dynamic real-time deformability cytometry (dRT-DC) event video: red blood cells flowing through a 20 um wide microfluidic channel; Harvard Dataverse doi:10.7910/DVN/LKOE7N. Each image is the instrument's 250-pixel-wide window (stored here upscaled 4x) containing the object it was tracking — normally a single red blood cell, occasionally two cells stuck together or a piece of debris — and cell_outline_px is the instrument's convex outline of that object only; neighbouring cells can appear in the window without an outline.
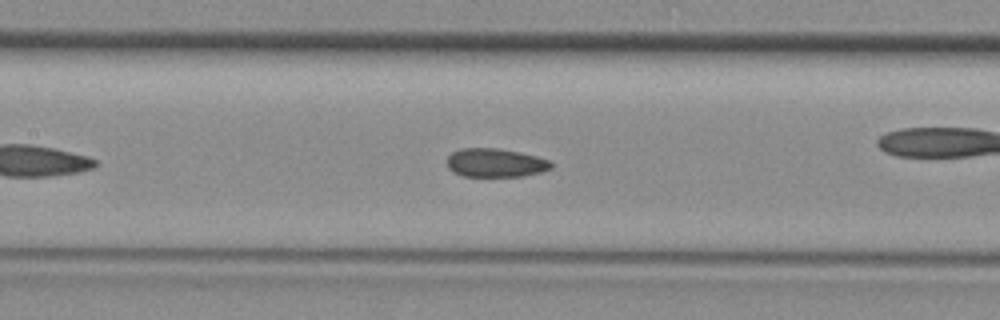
{"species": "common noctule bat (a hibernating species)", "species_latin": "Nyctalus noctula", "temperature_condition": "room temperature", "stored_images_in_passage": 36, "camera_frame_rate_fps": 3000, "um_per_image_px": 0.085, "animal": {"sex": "female", "body_mass_g": 29.2, "forearm_length_mm": 56.3}, "frame": {"image": 1, "passage_image": 11, "time_ms": 3.333, "image_size_px": [1000, 320], "cell_outline_px": [[552, 168], [540, 172], [524, 176], [464, 176], [448, 168], [448, 156], [452, 152], [460, 148], [496, 148], [536, 156], [548, 160], [552, 164]], "centroid_in_image_um": [42.1, 13.84], "position_along_channel_um": 165.3, "area_um2": 17.11}}